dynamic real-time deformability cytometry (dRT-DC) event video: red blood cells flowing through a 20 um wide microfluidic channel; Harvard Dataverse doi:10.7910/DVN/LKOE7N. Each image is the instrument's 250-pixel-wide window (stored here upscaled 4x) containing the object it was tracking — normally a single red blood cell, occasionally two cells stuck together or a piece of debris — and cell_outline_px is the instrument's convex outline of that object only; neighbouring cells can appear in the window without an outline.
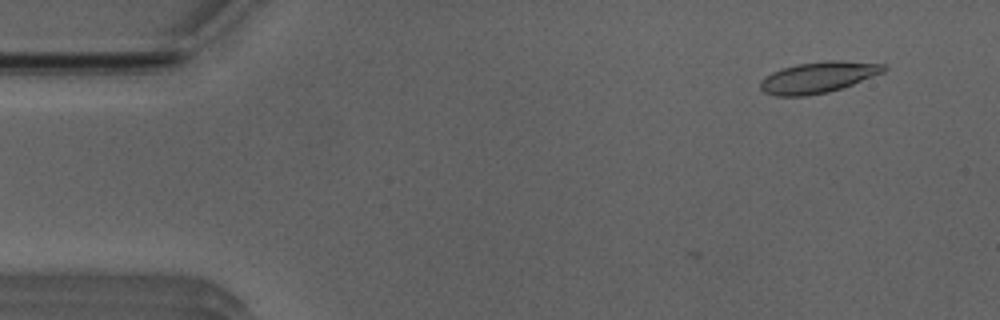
{"species": "Egyptian fruit bat (a non-hibernating species)", "species_latin": "Rousettus aegyptiacus", "temperature_condition": "room temperature", "stored_images_in_passage": 2, "camera_frame_rate_fps": 3000, "um_per_image_px": 0.085, "animal": {"sex": "male"}, "frame": {"image": 1, "passage_image": 2, "time_ms": 0.333, "image_size_px": [1000, 320], "cell_outline_px": [[888, 68], [884, 72], [844, 88], [828, 92], [808, 96], [776, 96], [764, 92], [760, 88], [760, 80], [772, 72], [796, 64], [828, 60], [836, 60], [888, 64]], "centroid_in_image_um": [69.58, 6.57], "position_along_channel_um": 15.4, "area_um2": 22.6}}